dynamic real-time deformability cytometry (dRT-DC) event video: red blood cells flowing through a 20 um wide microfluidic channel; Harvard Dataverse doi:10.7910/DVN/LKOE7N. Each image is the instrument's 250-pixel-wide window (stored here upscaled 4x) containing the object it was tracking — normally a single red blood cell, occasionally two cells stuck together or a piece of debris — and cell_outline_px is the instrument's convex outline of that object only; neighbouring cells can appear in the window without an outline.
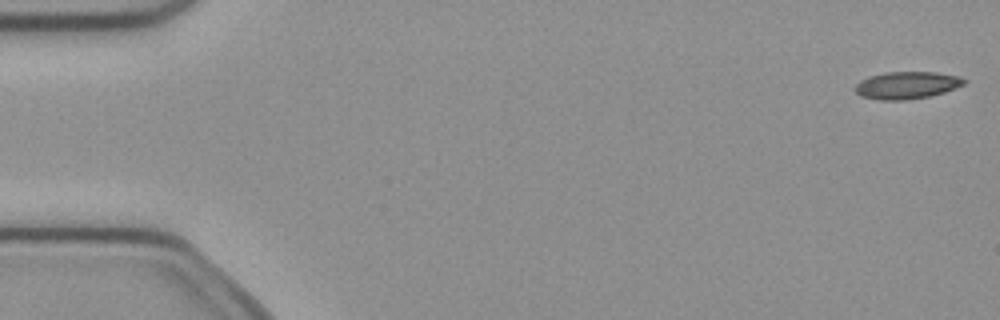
{"species": "common noctule bat (a hibernating species)", "species_latin": "Nyctalus noctula", "temperature_condition": "cold", "stored_images_in_passage": 5, "camera_frame_rate_fps": 3000, "um_per_image_px": 0.085, "animal": {"sex": "female", "body_mass_g": 21.9}, "frame": {"image": 1, "passage_image": 1, "time_ms": 0.0, "image_size_px": [1000, 320], "cell_outline_px": [[968, 80], [964, 84], [944, 92], [932, 96], [908, 100], [880, 100], [860, 96], [852, 88], [860, 80], [868, 76], [884, 72], [936, 72], [960, 76]], "centroid_in_image_um": [77.06, 7.24], "position_along_channel_um": 7.9, "area_um2": 17.63}}